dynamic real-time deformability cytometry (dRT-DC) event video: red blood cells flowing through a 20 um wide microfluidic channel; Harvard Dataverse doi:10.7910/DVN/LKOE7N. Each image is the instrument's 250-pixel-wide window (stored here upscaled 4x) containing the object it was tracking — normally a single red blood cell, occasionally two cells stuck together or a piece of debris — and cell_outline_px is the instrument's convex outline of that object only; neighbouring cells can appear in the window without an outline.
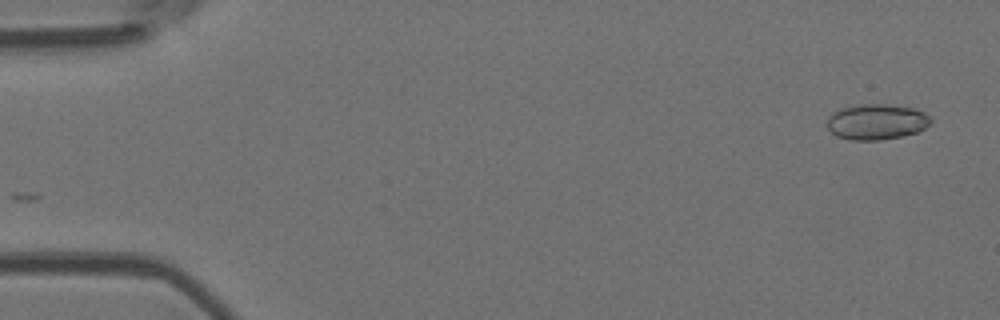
{"species": "Egyptian fruit bat (a non-hibernating species)", "species_latin": "Rousettus aegyptiacus", "temperature_condition": "room temperature", "stored_images_in_passage": 52, "camera_frame_rate_fps": 3000, "um_per_image_px": 0.085, "animal": {"sex": "female"}, "frame": {"image": 1, "passage_image": 1, "time_ms": 0.0, "image_size_px": [1000, 320], "cell_outline_px": [[932, 120], [924, 128], [916, 132], [900, 136], [880, 140], [852, 140], [836, 136], [828, 128], [828, 116], [832, 112], [844, 108], [864, 104], [884, 104], [912, 108], [924, 112]], "centroid_in_image_um": [74.49, 10.36], "position_along_channel_um": 10.5, "area_um2": 21.15}}
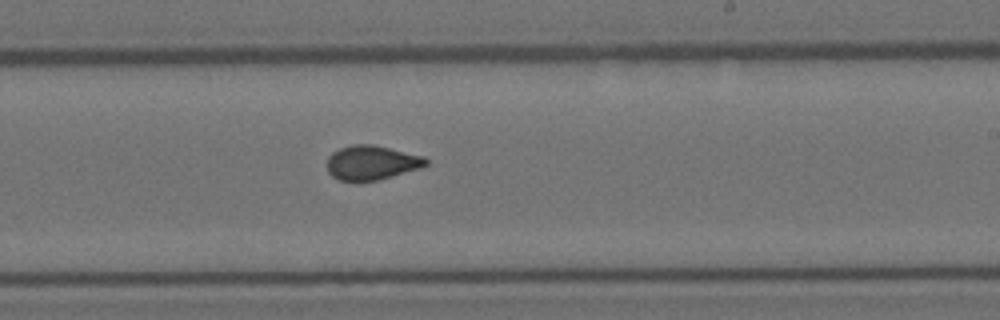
{"frame": {"image": 2, "passage_image": 31, "time_ms": 10.0, "image_size_px": [1000, 320], "cell_outline_px": [[428, 164], [420, 168], [380, 180], [340, 180], [332, 176], [328, 172], [328, 156], [332, 152], [340, 148], [352, 144], [372, 144], [424, 156], [428, 160]], "centroid_in_image_um": [31.6, 13.81], "position_along_channel_um": 257.4, "area_um2": 19.71}}
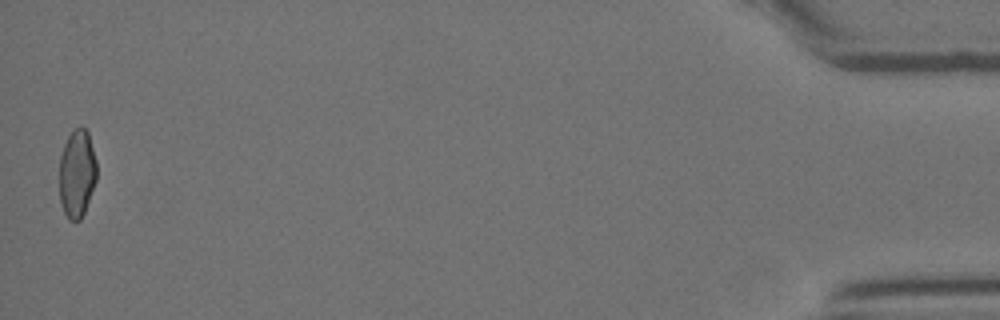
{"frame": {"image": 3, "passage_image": 52, "time_ms": 17.0, "image_size_px": [1000, 320], "cell_outline_px": [[96, 180], [84, 212], [80, 220], [68, 220], [60, 204], [60, 156], [64, 144], [68, 136], [80, 124], [88, 132], [96, 160]], "centroid_in_image_um": [6.54, 14.74], "position_along_channel_um": 428.7, "area_um2": 19.07}, "authors_computed_cell_mechanics": {"area_um2": 20.0566, "velocity_mm_per_s": 3.776, "shape_relaxation_time_tau1_ms": null, "shape_relaxation_time_tau2_ms": 0.783, "deformation_change_tau1": null, "deformation_change_tau2": 0.0443}}